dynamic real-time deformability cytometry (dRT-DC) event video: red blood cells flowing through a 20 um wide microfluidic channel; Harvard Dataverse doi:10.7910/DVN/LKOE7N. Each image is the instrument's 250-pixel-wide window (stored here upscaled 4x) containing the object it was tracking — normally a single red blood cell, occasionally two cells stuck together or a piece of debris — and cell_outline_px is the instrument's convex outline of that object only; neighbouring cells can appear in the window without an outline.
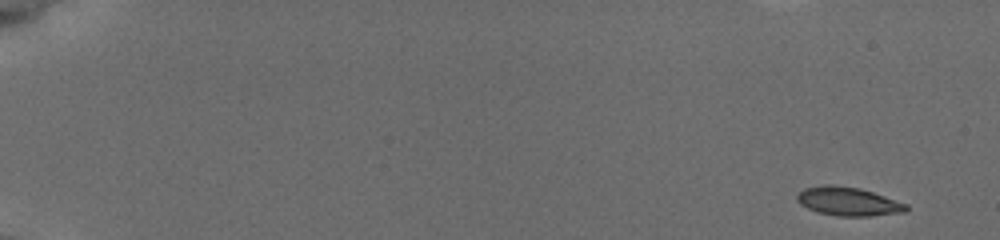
{"species": "common noctule bat (a hibernating species)", "species_latin": "Nyctalus noctula", "temperature_condition": "cold", "stored_images_in_passage": 54, "camera_frame_rate_fps": 3000, "um_per_image_px": 0.085, "animal": {"sex": "female", "body_mass_g": 19.5, "forearm_length_mm": 54.1}, "frame": {"image": 1, "passage_image": 1, "time_ms": 0.0, "image_size_px": [1000, 240], "cell_outline_px": [[908, 208], [904, 212], [872, 216], [836, 216], [816, 212], [800, 204], [796, 200], [796, 196], [804, 188], [824, 184], [832, 184], [860, 188], [908, 204]], "centroid_in_image_um": [72.07, 17.12], "position_along_channel_um": 12.9, "area_um2": 18.32}}
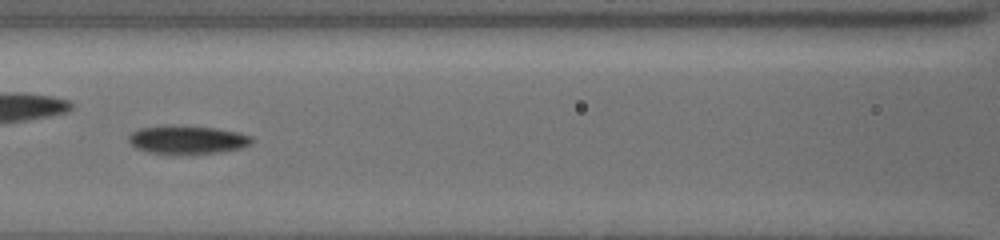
{"frame": {"image": 2, "passage_image": 26, "time_ms": 8.333, "image_size_px": [1000, 240], "cell_outline_px": [[252, 144], [240, 148], [220, 152], [148, 152], [136, 148], [128, 140], [128, 136], [132, 132], [140, 128], [216, 128], [240, 132], [252, 136]], "centroid_in_image_um": [16.0, 11.89], "position_along_channel_um": 150.6, "area_um2": 18.9}}
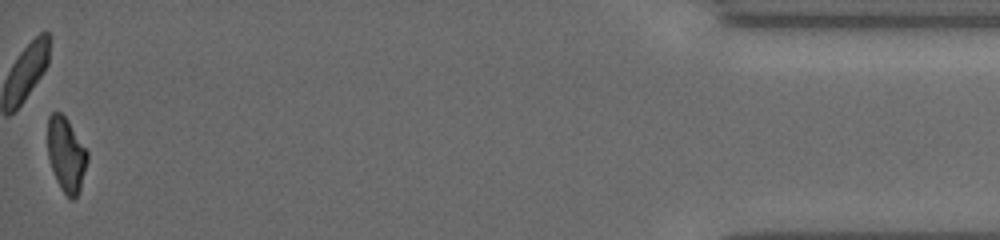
{"frame": {"image": 3, "passage_image": 54, "time_ms": 17.667, "image_size_px": [1000, 240], "cell_outline_px": [[88, 160], [80, 192], [72, 200], [60, 188], [56, 180], [48, 156], [48, 116], [52, 112], [60, 112], [68, 120], [88, 152]], "centroid_in_image_um": [5.64, 13.15], "position_along_channel_um": 429.6, "area_um2": 17.22}, "authors_computed_cell_mechanics": {"area_um2": 18.785, "velocity_mm_per_s": 3.7939, "shape_relaxation_time_tau1_ms": 4.0494, "shape_relaxation_time_tau2_ms": null, "deformation_change_tau1": 0.1258, "deformation_change_tau2": null}}